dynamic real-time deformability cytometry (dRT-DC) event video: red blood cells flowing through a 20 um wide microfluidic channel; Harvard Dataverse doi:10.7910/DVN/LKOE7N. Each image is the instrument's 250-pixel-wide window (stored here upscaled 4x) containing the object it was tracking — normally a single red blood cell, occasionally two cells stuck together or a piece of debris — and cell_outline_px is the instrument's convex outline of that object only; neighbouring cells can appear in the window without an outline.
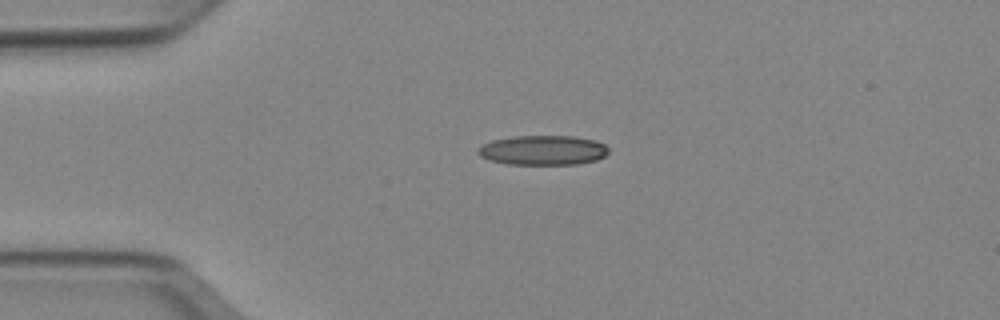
{"species": "Egyptian fruit bat (a non-hibernating species)", "species_latin": "Rousettus aegyptiacus", "temperature_condition": "cold", "stored_images_in_passage": 40, "camera_frame_rate_fps": 3000, "um_per_image_px": 0.085, "animal": {"sex": "female"}, "frame": {"image": 1, "passage_image": 1, "time_ms": 0.0, "image_size_px": [1000, 320], "cell_outline_px": [[608, 152], [604, 156], [596, 160], [576, 164], [508, 164], [488, 160], [480, 156], [476, 152], [484, 144], [492, 140], [512, 136], [572, 136], [596, 140], [604, 144], [608, 148]], "centroid_in_image_um": [46.15, 12.76], "position_along_channel_um": 38.9, "area_um2": 22.54}}
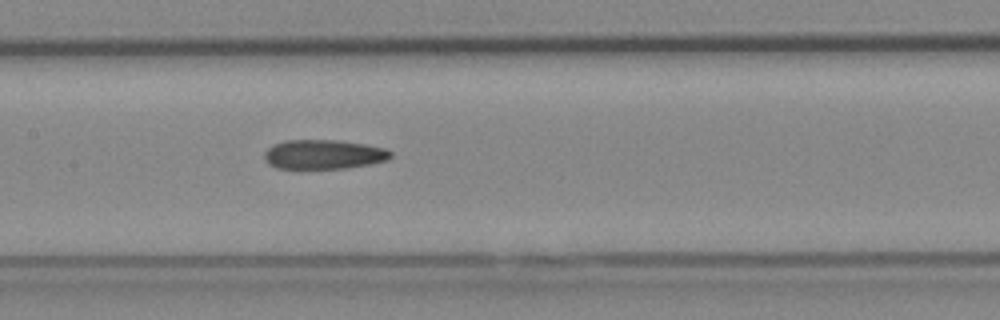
{"frame": {"image": 2, "passage_image": 14, "time_ms": 4.333, "image_size_px": [1000, 320], "cell_outline_px": [[392, 156], [388, 160], [372, 164], [344, 168], [276, 168], [268, 164], [264, 160], [264, 152], [272, 144], [284, 140], [336, 140], [364, 144], [384, 148], [392, 152]], "centroid_in_image_um": [27.49, 13.12], "position_along_channel_um": 179.9, "area_um2": 21.73}}
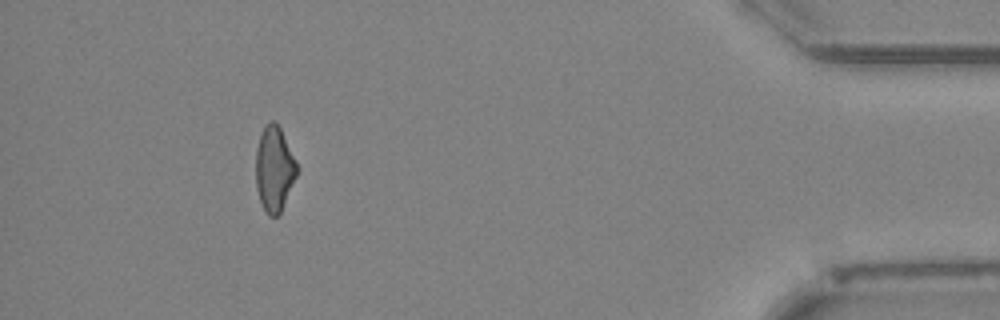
{"frame": {"image": 3, "passage_image": 36, "time_ms": 11.667, "image_size_px": [1000, 320], "cell_outline_px": [[296, 176], [280, 212], [276, 216], [268, 216], [260, 200], [256, 188], [256, 148], [260, 136], [264, 128], [272, 120], [280, 128], [296, 160]], "centroid_in_image_um": [23.3, 14.37], "position_along_channel_um": 411.9, "area_um2": 19.83}, "authors_computed_cell_mechanics": {"area_um2": 21.6172, "velocity_mm_per_s": 3.9633, "shape_relaxation_time_tau1_ms": null, "shape_relaxation_time_tau2_ms": 7.4068, "deformation_change_tau1": null, "deformation_change_tau2": 0.2041}}